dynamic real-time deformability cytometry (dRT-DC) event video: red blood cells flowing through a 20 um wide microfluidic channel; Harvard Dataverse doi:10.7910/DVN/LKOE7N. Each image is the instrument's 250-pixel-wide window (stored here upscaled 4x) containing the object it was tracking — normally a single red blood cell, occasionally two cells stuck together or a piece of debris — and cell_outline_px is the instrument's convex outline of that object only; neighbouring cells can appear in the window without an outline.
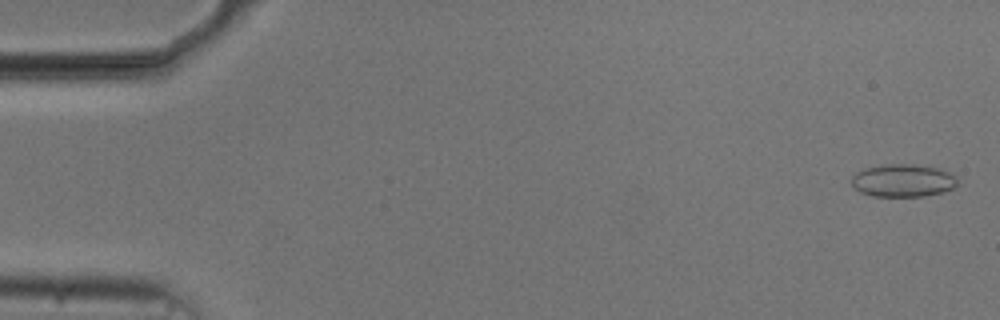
{"species": "common noctule bat (a hibernating species)", "species_latin": "Nyctalus noctula", "temperature_condition": "cold", "stored_images_in_passage": 54, "camera_frame_rate_fps": 3000, "um_per_image_px": 0.085, "animal": {"sex": "male", "body_mass_g": 20.5, "forearm_length_mm": 52.5}, "frame": {"image": 1, "passage_image": 2, "time_ms": 0.333, "image_size_px": [1000, 320], "cell_outline_px": [[956, 184], [952, 188], [944, 192], [924, 196], [876, 196], [860, 192], [852, 184], [852, 176], [856, 172], [864, 168], [888, 164], [912, 164], [936, 168], [948, 172], [956, 176]], "centroid_in_image_um": [76.74, 15.34], "position_along_channel_um": 8.3, "area_um2": 20.0}}
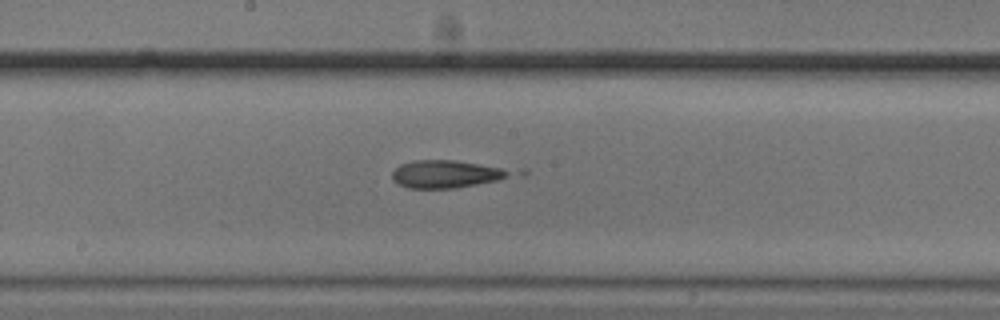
{"frame": {"image": 2, "passage_image": 29, "time_ms": 9.333, "image_size_px": [1000, 320], "cell_outline_px": [[528, 172], [524, 176], [456, 188], [408, 188], [396, 184], [392, 180], [392, 172], [400, 164], [416, 160], [456, 160], [528, 168]], "centroid_in_image_um": [38.39, 14.77], "position_along_channel_um": 209.8, "area_um2": 21.04}}
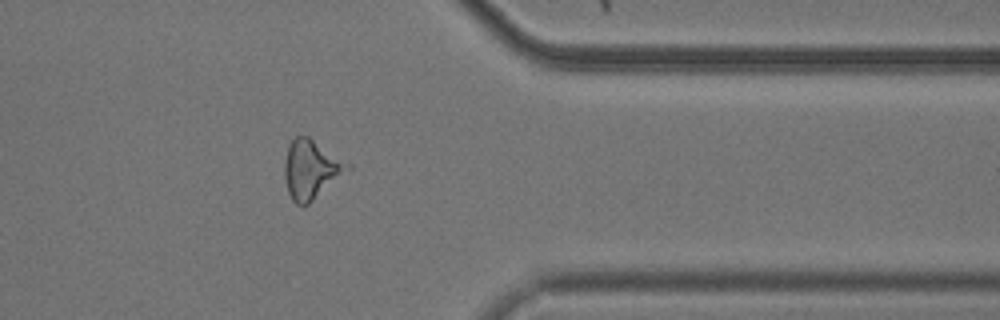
{"frame": {"image": 3, "passage_image": 44, "time_ms": 14.333, "image_size_px": [1000, 320], "cell_outline_px": [[352, 168], [308, 204], [296, 204], [292, 200], [288, 192], [284, 176], [284, 160], [288, 144], [296, 136], [308, 136], [352, 164]], "centroid_in_image_um": [26.45, 14.37], "position_along_channel_um": 385.0, "area_um2": 21.68}, "authors_computed_cell_mechanics": {"area_um2": 19.5942, "velocity_mm_per_s": 3.7506, "shape_relaxation_time_tau1_ms": null, "shape_relaxation_time_tau2_ms": 1.8527, "deformation_change_tau1": null, "deformation_change_tau2": 0.1035}}